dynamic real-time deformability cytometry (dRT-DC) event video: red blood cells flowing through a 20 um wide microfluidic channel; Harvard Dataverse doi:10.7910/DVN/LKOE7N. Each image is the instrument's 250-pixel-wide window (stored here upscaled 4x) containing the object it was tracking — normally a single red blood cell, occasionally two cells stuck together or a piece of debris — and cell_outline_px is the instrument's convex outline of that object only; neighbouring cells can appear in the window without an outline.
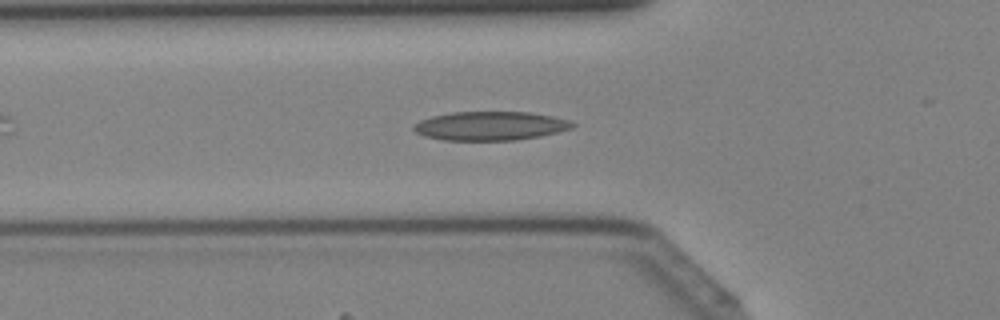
{"species": "Egyptian fruit bat (a non-hibernating species)", "species_latin": "Rousettus aegyptiacus", "temperature_condition": "cold", "stored_images_in_passage": 38, "camera_frame_rate_fps": 3000, "um_per_image_px": 0.085, "animal": {"sex": "female"}, "frame": {"image": 1, "passage_image": 11, "time_ms": 3.333, "image_size_px": [1000, 320], "cell_outline_px": [[576, 124], [572, 128], [540, 136], [516, 140], [444, 140], [424, 136], [416, 132], [412, 128], [412, 124], [420, 120], [432, 116], [452, 112], [528, 112], [552, 116], [568, 120]], "centroid_in_image_um": [41.64, 10.7], "position_along_channel_um": 84.2, "area_um2": 26.65}}
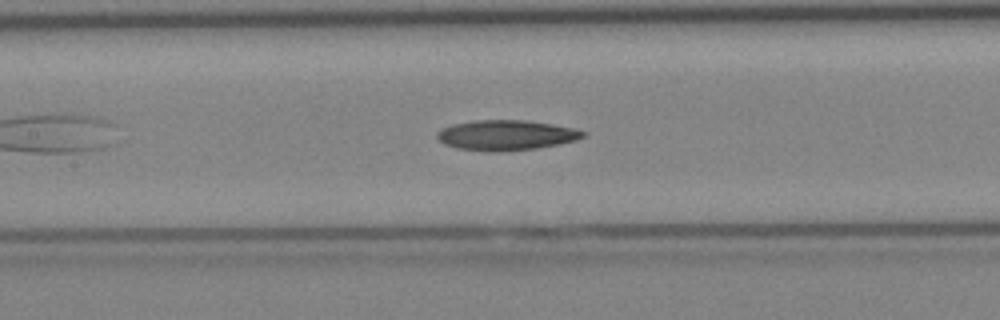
{"frame": {"image": 2, "passage_image": 16, "time_ms": 5.0, "image_size_px": [1000, 320], "cell_outline_px": [[588, 132], [584, 136], [576, 140], [536, 148], [500, 152], [492, 152], [456, 148], [444, 144], [436, 136], [436, 132], [452, 124], [476, 120], [524, 120], [552, 124], [572, 128]], "centroid_in_image_um": [43.0, 11.49], "position_along_channel_um": 164.4, "area_um2": 25.55}}
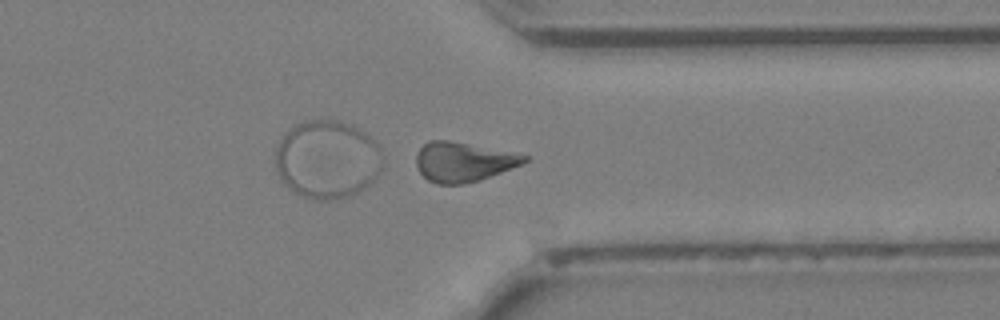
{"frame": {"image": 3, "passage_image": 29, "time_ms": 9.333, "image_size_px": [1000, 320], "cell_outline_px": [[528, 160], [520, 164], [480, 180], [464, 184], [436, 184], [428, 180], [420, 172], [416, 164], [416, 156], [420, 148], [428, 140], [448, 140], [528, 156]], "centroid_in_image_um": [39.31, 13.77], "position_along_channel_um": 372.1, "area_um2": 24.39}}